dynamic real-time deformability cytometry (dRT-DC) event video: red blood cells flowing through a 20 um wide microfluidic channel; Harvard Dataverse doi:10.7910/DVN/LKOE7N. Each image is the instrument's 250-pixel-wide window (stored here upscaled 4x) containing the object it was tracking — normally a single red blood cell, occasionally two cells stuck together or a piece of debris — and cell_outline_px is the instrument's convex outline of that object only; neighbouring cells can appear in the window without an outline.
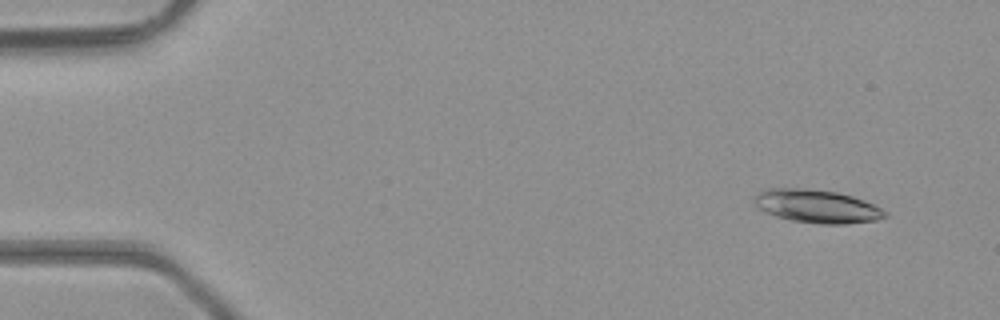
{"species": "common noctule bat (a hibernating species)", "species_latin": "Nyctalus noctula", "temperature_condition": "room temperature", "stored_images_in_passage": 4, "camera_frame_rate_fps": 3000, "um_per_image_px": 0.085, "animal": {"sex": "male", "body_mass_g": 23.1, "forearm_length_mm": 52.7}, "frame": {"image": 1, "passage_image": 2, "time_ms": 0.333, "image_size_px": [1000, 320], "cell_outline_px": [[888, 216], [876, 220], [844, 224], [820, 224], [792, 220], [776, 216], [752, 204], [752, 196], [756, 192], [768, 188], [804, 188], [836, 192], [852, 196], [864, 200], [888, 212]], "centroid_in_image_um": [69.4, 17.52], "position_along_channel_um": 15.6, "area_um2": 25.37}}
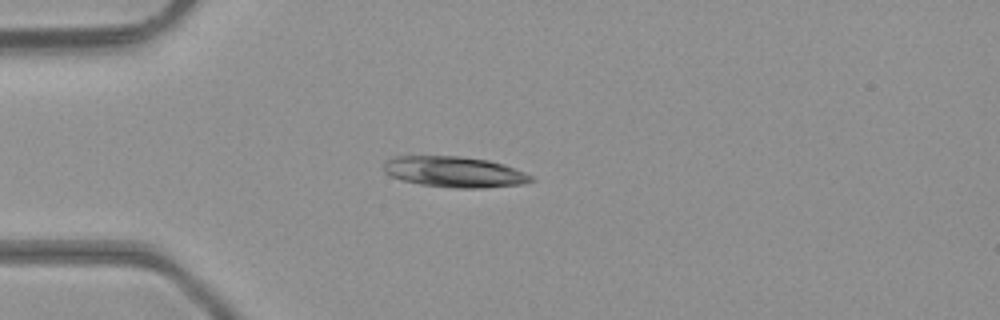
{"frame": {"image": 2, "passage_image": 4, "time_ms": 1.0, "image_size_px": [1000, 320], "cell_outline_px": [[536, 180], [524, 184], [480, 188], [456, 188], [420, 184], [404, 180], [392, 176], [384, 172], [384, 160], [392, 156], [460, 156], [488, 160], [504, 164], [524, 172], [532, 176]], "centroid_in_image_um": [38.63, 14.6], "position_along_channel_um": 46.4, "area_um2": 26.47}}